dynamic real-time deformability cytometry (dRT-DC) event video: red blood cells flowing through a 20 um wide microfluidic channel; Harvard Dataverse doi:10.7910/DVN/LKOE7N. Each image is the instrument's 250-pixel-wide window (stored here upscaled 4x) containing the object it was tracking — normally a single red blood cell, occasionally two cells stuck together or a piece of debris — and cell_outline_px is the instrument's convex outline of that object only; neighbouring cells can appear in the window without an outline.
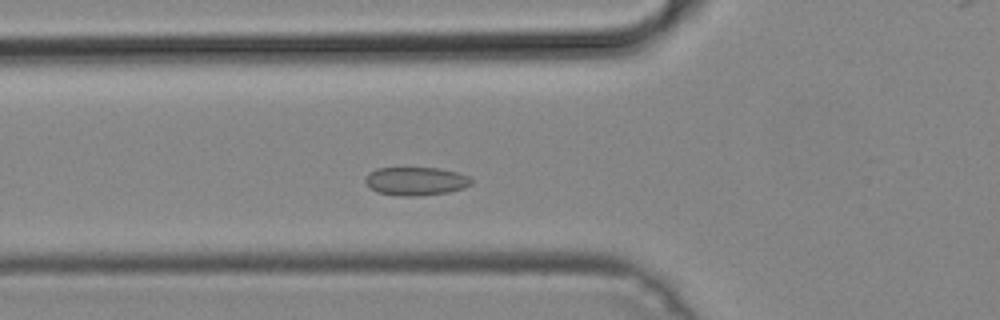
{"species": "common noctule bat (a hibernating species)", "species_latin": "Nyctalus noctula", "temperature_condition": "cold", "stored_images_in_passage": 45, "camera_frame_rate_fps": 3000, "um_per_image_px": 0.085, "animal": {"sex": "male", "body_mass_g": 19.2, "forearm_length_mm": 51.8}, "frame": {"image": 1, "passage_image": 12, "time_ms": 3.667, "image_size_px": [1000, 320], "cell_outline_px": [[472, 184], [464, 188], [448, 192], [420, 196], [400, 196], [376, 192], [364, 180], [368, 172], [376, 168], [440, 168], [456, 172], [468, 176], [472, 180]], "centroid_in_image_um": [35.35, 15.4], "position_along_channel_um": 90.5, "area_um2": 17.57}}
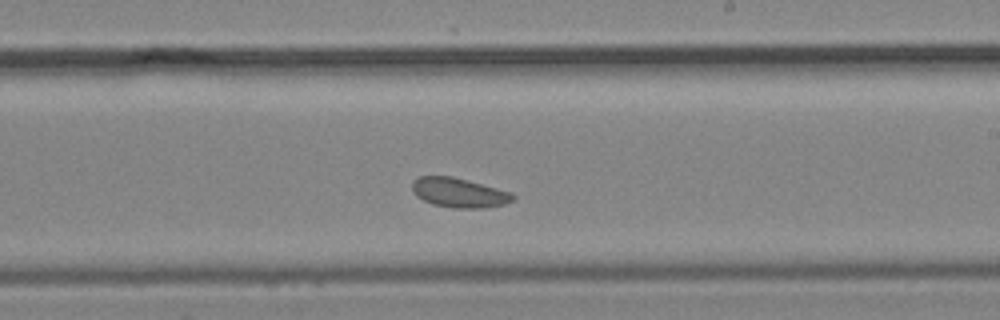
{"frame": {"image": 2, "passage_image": 24, "time_ms": 7.667, "image_size_px": [1000, 320], "cell_outline_px": [[516, 196], [512, 200], [504, 204], [480, 208], [452, 208], [432, 204], [416, 196], [412, 188], [412, 180], [420, 176], [452, 176], [468, 180], [512, 192]], "centroid_in_image_um": [39.0, 16.37], "position_along_channel_um": 250.0, "area_um2": 17.34}}
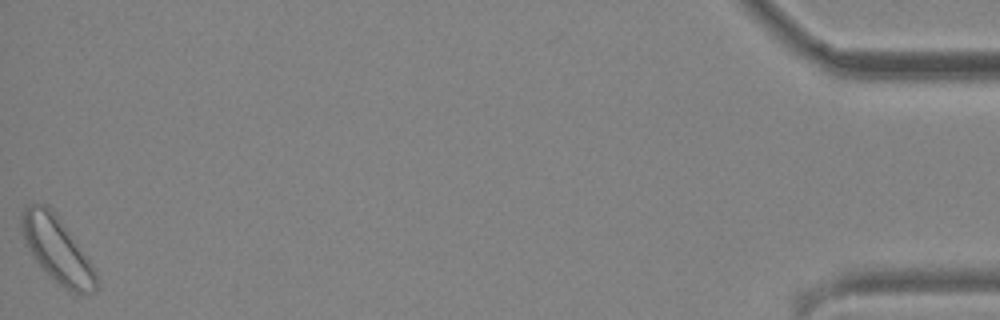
{"frame": {"image": 3, "passage_image": 45, "time_ms": 14.667, "image_size_px": [1000, 320], "cell_outline_px": [[96, 292], [72, 292], [60, 284], [36, 260], [28, 248], [20, 228], [20, 216], [24, 208], [28, 204], [48, 204], [60, 220], [92, 264], [96, 272]], "centroid_in_image_um": [4.82, 21.16], "position_along_channel_um": 430.4, "area_um2": 27.57}}